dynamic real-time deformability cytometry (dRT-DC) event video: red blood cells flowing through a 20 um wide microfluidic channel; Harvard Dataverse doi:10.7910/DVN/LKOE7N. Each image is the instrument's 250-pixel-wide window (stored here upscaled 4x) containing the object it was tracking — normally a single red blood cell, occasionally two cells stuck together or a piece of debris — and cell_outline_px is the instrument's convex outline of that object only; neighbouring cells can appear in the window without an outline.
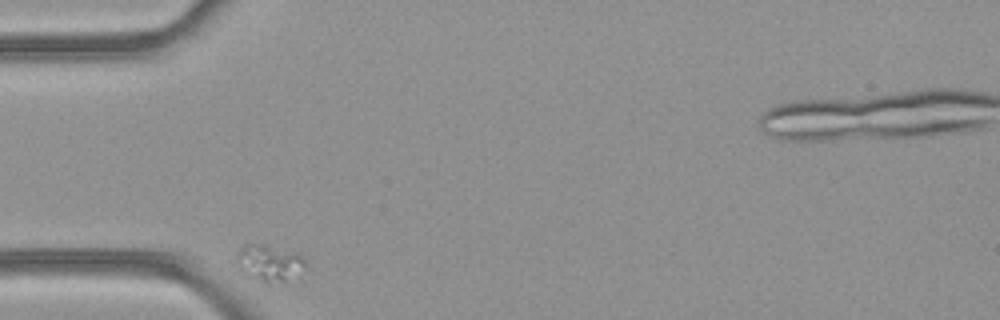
{"species": "common noctule bat (a hibernating species)", "species_latin": "Nyctalus noctula", "temperature_condition": "room temperature", "stored_images_in_passage": 32, "camera_frame_rate_fps": 3000, "um_per_image_px": 0.085, "animal": {"sex": "female", "body_mass_g": 21.9}, "frame": {"image": 1, "passage_image": 1, "time_ms": 0.0, "image_size_px": [1000, 320], "cell_outline_px": [[308, 268], [300, 280], [268, 284], [248, 276], [244, 272], [236, 260], [236, 252], [240, 248], [248, 244], [260, 244], [296, 252], [308, 264]], "centroid_in_image_um": [23.03, 22.42], "position_along_channel_um": 62.0, "area_um2": 15.32}}
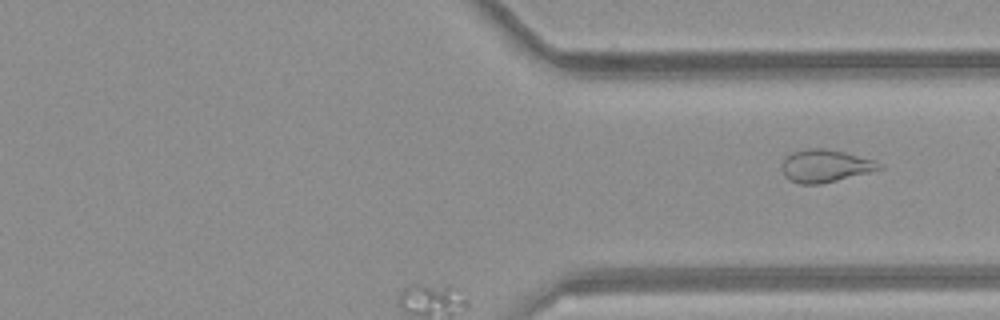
{"frame": {"image": 2, "passage_image": 32, "time_ms": 10.333, "image_size_px": [1000, 320], "cell_outline_px": [[884, 168], [820, 184], [800, 184], [784, 176], [780, 168], [784, 156], [792, 152], [808, 148], [820, 148], [844, 152], [876, 160]], "centroid_in_image_um": [70.1, 14.09], "position_along_channel_um": 341.3, "area_um2": 18.44}}